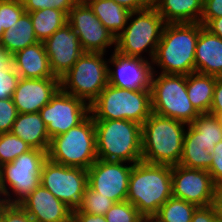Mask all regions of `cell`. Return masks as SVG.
Here are the masks:
<instances>
[{"label":"cell","instance_id":"816d5d0a","mask_svg":"<svg viewBox=\"0 0 222 222\" xmlns=\"http://www.w3.org/2000/svg\"><path fill=\"white\" fill-rule=\"evenodd\" d=\"M76 2H87L88 0H75Z\"/></svg>","mask_w":222,"mask_h":222},{"label":"cell","instance_id":"ee69618b","mask_svg":"<svg viewBox=\"0 0 222 222\" xmlns=\"http://www.w3.org/2000/svg\"><path fill=\"white\" fill-rule=\"evenodd\" d=\"M72 222H107L103 215H93L86 212H72Z\"/></svg>","mask_w":222,"mask_h":222},{"label":"cell","instance_id":"484cf974","mask_svg":"<svg viewBox=\"0 0 222 222\" xmlns=\"http://www.w3.org/2000/svg\"><path fill=\"white\" fill-rule=\"evenodd\" d=\"M39 42L35 36L33 23L28 12H24L18 21L4 31L0 46L14 55L17 51Z\"/></svg>","mask_w":222,"mask_h":222},{"label":"cell","instance_id":"74e56055","mask_svg":"<svg viewBox=\"0 0 222 222\" xmlns=\"http://www.w3.org/2000/svg\"><path fill=\"white\" fill-rule=\"evenodd\" d=\"M0 222H34L19 204L0 202Z\"/></svg>","mask_w":222,"mask_h":222},{"label":"cell","instance_id":"60d3db41","mask_svg":"<svg viewBox=\"0 0 222 222\" xmlns=\"http://www.w3.org/2000/svg\"><path fill=\"white\" fill-rule=\"evenodd\" d=\"M191 222H220L212 205L197 207L193 212Z\"/></svg>","mask_w":222,"mask_h":222},{"label":"cell","instance_id":"7bdbcfd3","mask_svg":"<svg viewBox=\"0 0 222 222\" xmlns=\"http://www.w3.org/2000/svg\"><path fill=\"white\" fill-rule=\"evenodd\" d=\"M222 113V78L216 80L213 93V101L209 114L219 115Z\"/></svg>","mask_w":222,"mask_h":222},{"label":"cell","instance_id":"f1b7e54d","mask_svg":"<svg viewBox=\"0 0 222 222\" xmlns=\"http://www.w3.org/2000/svg\"><path fill=\"white\" fill-rule=\"evenodd\" d=\"M197 206L171 196L159 209L154 218L158 222H191Z\"/></svg>","mask_w":222,"mask_h":222},{"label":"cell","instance_id":"ab89813d","mask_svg":"<svg viewBox=\"0 0 222 222\" xmlns=\"http://www.w3.org/2000/svg\"><path fill=\"white\" fill-rule=\"evenodd\" d=\"M222 17V0H203L200 23L205 27L212 19Z\"/></svg>","mask_w":222,"mask_h":222},{"label":"cell","instance_id":"ba28073f","mask_svg":"<svg viewBox=\"0 0 222 222\" xmlns=\"http://www.w3.org/2000/svg\"><path fill=\"white\" fill-rule=\"evenodd\" d=\"M47 157L50 161L88 170L98 159L95 122L89 114L66 133L51 138Z\"/></svg>","mask_w":222,"mask_h":222},{"label":"cell","instance_id":"30bf717a","mask_svg":"<svg viewBox=\"0 0 222 222\" xmlns=\"http://www.w3.org/2000/svg\"><path fill=\"white\" fill-rule=\"evenodd\" d=\"M108 84V59L103 53L84 52L60 77V89L89 106Z\"/></svg>","mask_w":222,"mask_h":222},{"label":"cell","instance_id":"9a60e30c","mask_svg":"<svg viewBox=\"0 0 222 222\" xmlns=\"http://www.w3.org/2000/svg\"><path fill=\"white\" fill-rule=\"evenodd\" d=\"M215 184L206 170L172 166V196L197 207L212 205Z\"/></svg>","mask_w":222,"mask_h":222},{"label":"cell","instance_id":"52a82bcc","mask_svg":"<svg viewBox=\"0 0 222 222\" xmlns=\"http://www.w3.org/2000/svg\"><path fill=\"white\" fill-rule=\"evenodd\" d=\"M47 152L32 148L0 167V202L20 204L41 185ZM14 195V196H13Z\"/></svg>","mask_w":222,"mask_h":222},{"label":"cell","instance_id":"ffe728a7","mask_svg":"<svg viewBox=\"0 0 222 222\" xmlns=\"http://www.w3.org/2000/svg\"><path fill=\"white\" fill-rule=\"evenodd\" d=\"M12 64L20 78H58L50 67L44 43L39 41L12 55Z\"/></svg>","mask_w":222,"mask_h":222},{"label":"cell","instance_id":"7402d4cb","mask_svg":"<svg viewBox=\"0 0 222 222\" xmlns=\"http://www.w3.org/2000/svg\"><path fill=\"white\" fill-rule=\"evenodd\" d=\"M222 141V126L217 116L200 114L191 124H188L183 144H199L212 151L215 145Z\"/></svg>","mask_w":222,"mask_h":222},{"label":"cell","instance_id":"f907efd6","mask_svg":"<svg viewBox=\"0 0 222 222\" xmlns=\"http://www.w3.org/2000/svg\"><path fill=\"white\" fill-rule=\"evenodd\" d=\"M215 116H217V118H218V120L220 122V125L222 126V113L219 114V115H215Z\"/></svg>","mask_w":222,"mask_h":222},{"label":"cell","instance_id":"5b68a950","mask_svg":"<svg viewBox=\"0 0 222 222\" xmlns=\"http://www.w3.org/2000/svg\"><path fill=\"white\" fill-rule=\"evenodd\" d=\"M165 24L154 7L131 12L127 25L116 37L115 52L122 56L138 57L152 62Z\"/></svg>","mask_w":222,"mask_h":222},{"label":"cell","instance_id":"277c9868","mask_svg":"<svg viewBox=\"0 0 222 222\" xmlns=\"http://www.w3.org/2000/svg\"><path fill=\"white\" fill-rule=\"evenodd\" d=\"M94 122L98 159L131 164L142 161V125L124 119Z\"/></svg>","mask_w":222,"mask_h":222},{"label":"cell","instance_id":"d6a6232c","mask_svg":"<svg viewBox=\"0 0 222 222\" xmlns=\"http://www.w3.org/2000/svg\"><path fill=\"white\" fill-rule=\"evenodd\" d=\"M107 222H140L144 217L127 200L115 202L104 215Z\"/></svg>","mask_w":222,"mask_h":222},{"label":"cell","instance_id":"681fc988","mask_svg":"<svg viewBox=\"0 0 222 222\" xmlns=\"http://www.w3.org/2000/svg\"><path fill=\"white\" fill-rule=\"evenodd\" d=\"M140 222H152V217L144 218Z\"/></svg>","mask_w":222,"mask_h":222},{"label":"cell","instance_id":"f35d334b","mask_svg":"<svg viewBox=\"0 0 222 222\" xmlns=\"http://www.w3.org/2000/svg\"><path fill=\"white\" fill-rule=\"evenodd\" d=\"M212 161L208 169L215 185L222 184V141L218 142L211 151Z\"/></svg>","mask_w":222,"mask_h":222},{"label":"cell","instance_id":"2e32d148","mask_svg":"<svg viewBox=\"0 0 222 222\" xmlns=\"http://www.w3.org/2000/svg\"><path fill=\"white\" fill-rule=\"evenodd\" d=\"M152 73V62L146 59L122 56L115 51L108 58V80L112 86L150 89Z\"/></svg>","mask_w":222,"mask_h":222},{"label":"cell","instance_id":"83f0119b","mask_svg":"<svg viewBox=\"0 0 222 222\" xmlns=\"http://www.w3.org/2000/svg\"><path fill=\"white\" fill-rule=\"evenodd\" d=\"M35 36L38 41L44 42L55 31L67 24L68 15L55 8H45L29 12Z\"/></svg>","mask_w":222,"mask_h":222},{"label":"cell","instance_id":"f6af8a7d","mask_svg":"<svg viewBox=\"0 0 222 222\" xmlns=\"http://www.w3.org/2000/svg\"><path fill=\"white\" fill-rule=\"evenodd\" d=\"M212 206L214 207L220 222H222V184L215 186Z\"/></svg>","mask_w":222,"mask_h":222},{"label":"cell","instance_id":"7a4b0ae2","mask_svg":"<svg viewBox=\"0 0 222 222\" xmlns=\"http://www.w3.org/2000/svg\"><path fill=\"white\" fill-rule=\"evenodd\" d=\"M171 196L172 166L144 161L133 164L126 200L144 218L154 217Z\"/></svg>","mask_w":222,"mask_h":222},{"label":"cell","instance_id":"f546056e","mask_svg":"<svg viewBox=\"0 0 222 222\" xmlns=\"http://www.w3.org/2000/svg\"><path fill=\"white\" fill-rule=\"evenodd\" d=\"M212 154L199 144H183V153L179 165L192 168L206 170L211 166Z\"/></svg>","mask_w":222,"mask_h":222},{"label":"cell","instance_id":"836d02e7","mask_svg":"<svg viewBox=\"0 0 222 222\" xmlns=\"http://www.w3.org/2000/svg\"><path fill=\"white\" fill-rule=\"evenodd\" d=\"M24 12L21 0H0V21L4 31L16 23Z\"/></svg>","mask_w":222,"mask_h":222},{"label":"cell","instance_id":"b9f144b4","mask_svg":"<svg viewBox=\"0 0 222 222\" xmlns=\"http://www.w3.org/2000/svg\"><path fill=\"white\" fill-rule=\"evenodd\" d=\"M130 12L141 11L154 7L155 0H113Z\"/></svg>","mask_w":222,"mask_h":222},{"label":"cell","instance_id":"7dc6e473","mask_svg":"<svg viewBox=\"0 0 222 222\" xmlns=\"http://www.w3.org/2000/svg\"><path fill=\"white\" fill-rule=\"evenodd\" d=\"M12 65V55L0 46V70L8 69Z\"/></svg>","mask_w":222,"mask_h":222},{"label":"cell","instance_id":"c3c4849f","mask_svg":"<svg viewBox=\"0 0 222 222\" xmlns=\"http://www.w3.org/2000/svg\"><path fill=\"white\" fill-rule=\"evenodd\" d=\"M3 33H4V29L1 26V21H0V40H1L2 36H3Z\"/></svg>","mask_w":222,"mask_h":222},{"label":"cell","instance_id":"d6986e66","mask_svg":"<svg viewBox=\"0 0 222 222\" xmlns=\"http://www.w3.org/2000/svg\"><path fill=\"white\" fill-rule=\"evenodd\" d=\"M34 222H72V209L48 189L38 186L19 204Z\"/></svg>","mask_w":222,"mask_h":222},{"label":"cell","instance_id":"e575fe53","mask_svg":"<svg viewBox=\"0 0 222 222\" xmlns=\"http://www.w3.org/2000/svg\"><path fill=\"white\" fill-rule=\"evenodd\" d=\"M25 12H33L45 8H55L64 11L67 15L76 3L75 0H21Z\"/></svg>","mask_w":222,"mask_h":222},{"label":"cell","instance_id":"e0dca14e","mask_svg":"<svg viewBox=\"0 0 222 222\" xmlns=\"http://www.w3.org/2000/svg\"><path fill=\"white\" fill-rule=\"evenodd\" d=\"M54 75L62 77L84 53L77 33L67 23L44 42Z\"/></svg>","mask_w":222,"mask_h":222},{"label":"cell","instance_id":"4316f807","mask_svg":"<svg viewBox=\"0 0 222 222\" xmlns=\"http://www.w3.org/2000/svg\"><path fill=\"white\" fill-rule=\"evenodd\" d=\"M93 13L116 38L127 25L130 11L113 0H88Z\"/></svg>","mask_w":222,"mask_h":222},{"label":"cell","instance_id":"603a6c76","mask_svg":"<svg viewBox=\"0 0 222 222\" xmlns=\"http://www.w3.org/2000/svg\"><path fill=\"white\" fill-rule=\"evenodd\" d=\"M11 133L21 138L32 148L48 152L50 137L40 113H19Z\"/></svg>","mask_w":222,"mask_h":222},{"label":"cell","instance_id":"d4e9b609","mask_svg":"<svg viewBox=\"0 0 222 222\" xmlns=\"http://www.w3.org/2000/svg\"><path fill=\"white\" fill-rule=\"evenodd\" d=\"M219 77L197 72L187 75V95L199 114H207L213 101L214 86Z\"/></svg>","mask_w":222,"mask_h":222},{"label":"cell","instance_id":"9c48e42d","mask_svg":"<svg viewBox=\"0 0 222 222\" xmlns=\"http://www.w3.org/2000/svg\"><path fill=\"white\" fill-rule=\"evenodd\" d=\"M152 112L191 124L200 114L187 95V76L153 72L151 77Z\"/></svg>","mask_w":222,"mask_h":222},{"label":"cell","instance_id":"7c38bea8","mask_svg":"<svg viewBox=\"0 0 222 222\" xmlns=\"http://www.w3.org/2000/svg\"><path fill=\"white\" fill-rule=\"evenodd\" d=\"M39 113L51 139L80 124L90 114V106L59 89Z\"/></svg>","mask_w":222,"mask_h":222},{"label":"cell","instance_id":"6da1fadb","mask_svg":"<svg viewBox=\"0 0 222 222\" xmlns=\"http://www.w3.org/2000/svg\"><path fill=\"white\" fill-rule=\"evenodd\" d=\"M202 27L201 23L165 24L152 60L153 72L186 76L194 73L196 43Z\"/></svg>","mask_w":222,"mask_h":222},{"label":"cell","instance_id":"f5cc1de1","mask_svg":"<svg viewBox=\"0 0 222 222\" xmlns=\"http://www.w3.org/2000/svg\"><path fill=\"white\" fill-rule=\"evenodd\" d=\"M152 222H158L154 217H152Z\"/></svg>","mask_w":222,"mask_h":222},{"label":"cell","instance_id":"bcb514c9","mask_svg":"<svg viewBox=\"0 0 222 222\" xmlns=\"http://www.w3.org/2000/svg\"><path fill=\"white\" fill-rule=\"evenodd\" d=\"M205 28L222 39V17L212 19Z\"/></svg>","mask_w":222,"mask_h":222},{"label":"cell","instance_id":"8992f818","mask_svg":"<svg viewBox=\"0 0 222 222\" xmlns=\"http://www.w3.org/2000/svg\"><path fill=\"white\" fill-rule=\"evenodd\" d=\"M152 113L150 89H126L108 84L90 105L94 120L124 119L142 125Z\"/></svg>","mask_w":222,"mask_h":222},{"label":"cell","instance_id":"8fae6325","mask_svg":"<svg viewBox=\"0 0 222 222\" xmlns=\"http://www.w3.org/2000/svg\"><path fill=\"white\" fill-rule=\"evenodd\" d=\"M87 183L86 169L61 165L48 158L43 164L41 185L72 210L79 207Z\"/></svg>","mask_w":222,"mask_h":222},{"label":"cell","instance_id":"ac0fdd59","mask_svg":"<svg viewBox=\"0 0 222 222\" xmlns=\"http://www.w3.org/2000/svg\"><path fill=\"white\" fill-rule=\"evenodd\" d=\"M60 89V78H20L13 93L18 113H36Z\"/></svg>","mask_w":222,"mask_h":222},{"label":"cell","instance_id":"cb8c5ba5","mask_svg":"<svg viewBox=\"0 0 222 222\" xmlns=\"http://www.w3.org/2000/svg\"><path fill=\"white\" fill-rule=\"evenodd\" d=\"M154 8L165 23H200L203 0H155Z\"/></svg>","mask_w":222,"mask_h":222},{"label":"cell","instance_id":"5bb4252c","mask_svg":"<svg viewBox=\"0 0 222 222\" xmlns=\"http://www.w3.org/2000/svg\"><path fill=\"white\" fill-rule=\"evenodd\" d=\"M133 164L97 159L87 170L88 187L114 203L127 199Z\"/></svg>","mask_w":222,"mask_h":222},{"label":"cell","instance_id":"4fadbf2b","mask_svg":"<svg viewBox=\"0 0 222 222\" xmlns=\"http://www.w3.org/2000/svg\"><path fill=\"white\" fill-rule=\"evenodd\" d=\"M67 23L77 33L84 52L107 54L116 48V38L107 30L86 2H76L69 11ZM107 52V53H106Z\"/></svg>","mask_w":222,"mask_h":222},{"label":"cell","instance_id":"4dcf8cb0","mask_svg":"<svg viewBox=\"0 0 222 222\" xmlns=\"http://www.w3.org/2000/svg\"><path fill=\"white\" fill-rule=\"evenodd\" d=\"M31 149L30 145L11 132L0 134V167L11 163L18 156Z\"/></svg>","mask_w":222,"mask_h":222},{"label":"cell","instance_id":"44dd1931","mask_svg":"<svg viewBox=\"0 0 222 222\" xmlns=\"http://www.w3.org/2000/svg\"><path fill=\"white\" fill-rule=\"evenodd\" d=\"M195 72L222 78V39L204 26L196 43Z\"/></svg>","mask_w":222,"mask_h":222},{"label":"cell","instance_id":"8d00e7d4","mask_svg":"<svg viewBox=\"0 0 222 222\" xmlns=\"http://www.w3.org/2000/svg\"><path fill=\"white\" fill-rule=\"evenodd\" d=\"M18 114L12 98L0 100V134L11 132Z\"/></svg>","mask_w":222,"mask_h":222},{"label":"cell","instance_id":"3957f363","mask_svg":"<svg viewBox=\"0 0 222 222\" xmlns=\"http://www.w3.org/2000/svg\"><path fill=\"white\" fill-rule=\"evenodd\" d=\"M188 124L155 113L142 124V161L150 164L178 165Z\"/></svg>","mask_w":222,"mask_h":222},{"label":"cell","instance_id":"1f68e13d","mask_svg":"<svg viewBox=\"0 0 222 222\" xmlns=\"http://www.w3.org/2000/svg\"><path fill=\"white\" fill-rule=\"evenodd\" d=\"M113 204L114 202L111 199L104 197L87 186L79 207L72 212H86L104 216Z\"/></svg>","mask_w":222,"mask_h":222},{"label":"cell","instance_id":"d590c367","mask_svg":"<svg viewBox=\"0 0 222 222\" xmlns=\"http://www.w3.org/2000/svg\"><path fill=\"white\" fill-rule=\"evenodd\" d=\"M20 77L12 65L8 69L0 70V100L13 97Z\"/></svg>","mask_w":222,"mask_h":222}]
</instances>
